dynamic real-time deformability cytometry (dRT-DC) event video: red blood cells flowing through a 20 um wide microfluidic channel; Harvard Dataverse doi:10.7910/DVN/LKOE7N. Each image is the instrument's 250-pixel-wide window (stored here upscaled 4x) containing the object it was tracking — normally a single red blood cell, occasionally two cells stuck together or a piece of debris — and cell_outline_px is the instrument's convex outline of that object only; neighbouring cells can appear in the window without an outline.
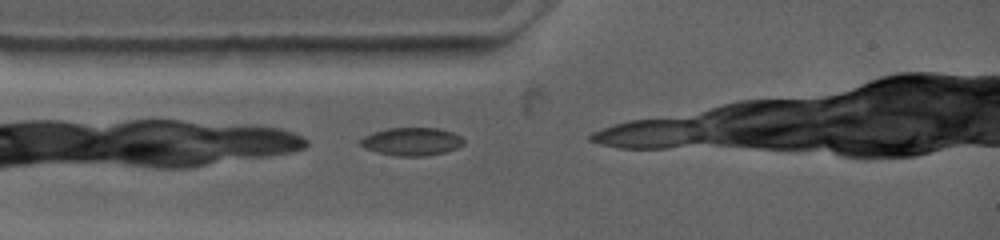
{"species": "common noctule bat (a hibernating species)", "species_latin": "Nyctalus noctula", "temperature_condition": "warm", "stored_images_in_passage": 4, "camera_frame_rate_fps": 4500, "um_per_image_px": 0.085, "animal": {"sex": "female", "body_mass_g": 19.0, "forearm_length_mm": 53.3}, "frame": {"image": 1, "passage_image": 2, "time_ms": 0.444, "image_size_px": [1000, 240], "cell_outline_px": [[464, 144], [456, 148], [444, 152], [424, 156], [396, 156], [376, 152], [364, 148], [360, 144], [360, 140], [364, 136], [372, 132], [388, 128], [440, 128], [452, 132], [460, 136], [464, 140]], "centroid_in_image_um": [34.98, 12.03], "position_along_channel_um": 50.0, "area_um2": 16.88}}